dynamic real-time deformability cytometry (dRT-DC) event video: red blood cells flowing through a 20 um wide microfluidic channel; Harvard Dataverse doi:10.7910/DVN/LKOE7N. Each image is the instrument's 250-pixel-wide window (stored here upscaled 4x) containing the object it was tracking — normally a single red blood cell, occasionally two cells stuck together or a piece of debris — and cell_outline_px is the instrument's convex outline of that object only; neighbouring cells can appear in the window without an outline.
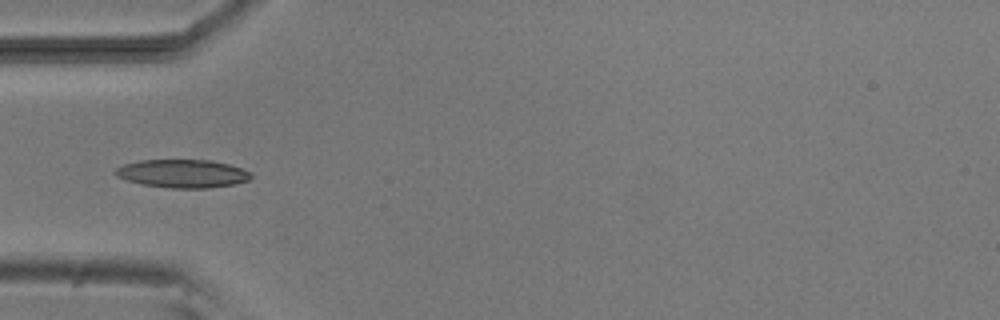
{"species": "common noctule bat (a hibernating species)", "species_latin": "Nyctalus noctula", "temperature_condition": "room temperature", "stored_images_in_passage": 5, "camera_frame_rate_fps": 3000, "um_per_image_px": 0.085, "animal": {"sex": "male", "body_mass_g": 20.5, "forearm_length_mm": 52.5}, "frame": {"image": 1, "passage_image": 2, "time_ms": 1.333, "image_size_px": [1000, 320], "cell_outline_px": [[252, 176], [248, 180], [236, 184], [208, 188], [168, 188], [140, 184], [116, 176], [112, 172], [116, 168], [124, 164], [140, 160], [212, 160], [228, 164], [252, 172]], "centroid_in_image_um": [15.51, 14.76], "position_along_channel_um": 69.5, "area_um2": 22.43}}
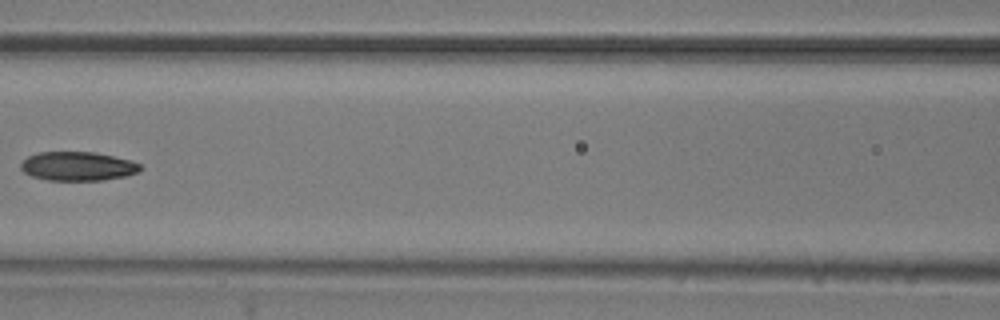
{"frame": {"image": 2, "passage_image": 4, "time_ms": 3.667, "image_size_px": [1000, 320], "cell_outline_px": [[144, 168], [136, 172], [124, 176], [104, 180], [48, 180], [32, 176], [24, 172], [20, 168], [20, 164], [28, 156], [40, 152], [96, 152], [132, 160], [140, 164]], "centroid_in_image_um": [6.62, 14.12], "position_along_channel_um": 160.0, "area_um2": 20.17}}
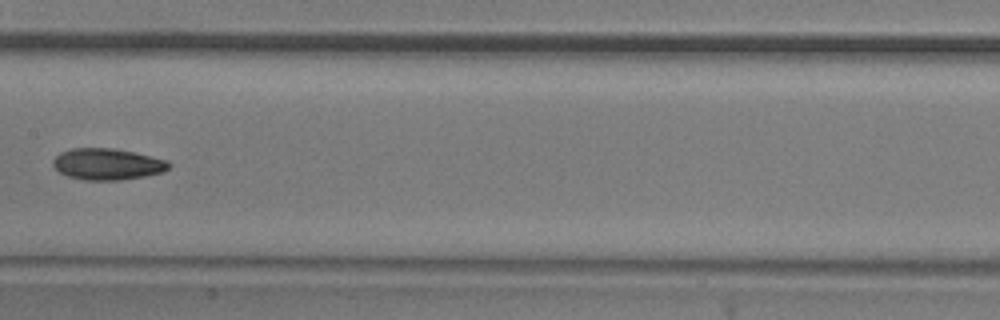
{"frame": {"image": 3, "passage_image": 5, "time_ms": 4.667, "image_size_px": [1000, 320], "cell_outline_px": [[172, 164], [168, 168], [160, 172], [144, 176], [120, 180], [84, 180], [68, 176], [60, 172], [52, 164], [52, 160], [60, 152], [72, 148], [112, 148], [136, 152], [168, 160]], "centroid_in_image_um": [9.12, 13.94], "position_along_channel_um": 198.3, "area_um2": 21.21}}